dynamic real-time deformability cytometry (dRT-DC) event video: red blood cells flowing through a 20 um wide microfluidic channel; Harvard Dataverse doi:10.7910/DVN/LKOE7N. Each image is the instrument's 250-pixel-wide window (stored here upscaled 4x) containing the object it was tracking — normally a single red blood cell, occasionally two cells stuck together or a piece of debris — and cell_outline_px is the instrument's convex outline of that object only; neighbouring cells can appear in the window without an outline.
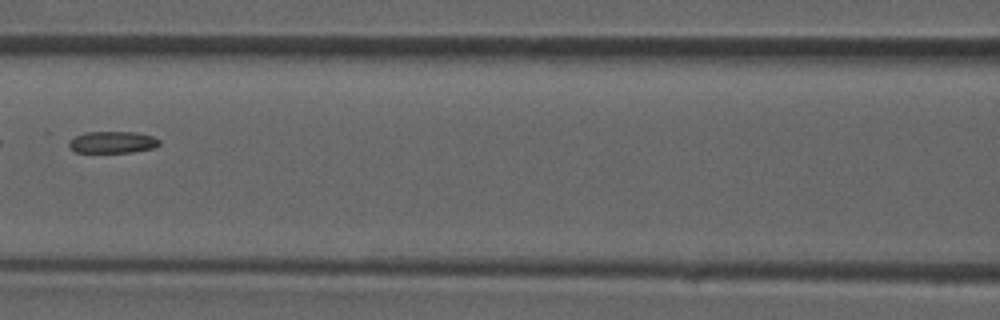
{"species": "common noctule bat (a hibernating species)", "species_latin": "Nyctalus noctula", "temperature_condition": "room temperature", "stored_images_in_passage": 32, "camera_frame_rate_fps": 3000, "um_per_image_px": 0.085, "animal": {"sex": "male", "forearm_length_mm": 52.5}, "frame": {"image": 1, "passage_image": 10, "time_ms": 3.0, "image_size_px": [1000, 320], "cell_outline_px": [[160, 144], [152, 148], [132, 152], [76, 152], [68, 144], [68, 140], [84, 132], [136, 132], [152, 136], [160, 140]], "centroid_in_image_um": [9.56, 12.08], "position_along_channel_um": 157.0, "area_um2": 11.39}}